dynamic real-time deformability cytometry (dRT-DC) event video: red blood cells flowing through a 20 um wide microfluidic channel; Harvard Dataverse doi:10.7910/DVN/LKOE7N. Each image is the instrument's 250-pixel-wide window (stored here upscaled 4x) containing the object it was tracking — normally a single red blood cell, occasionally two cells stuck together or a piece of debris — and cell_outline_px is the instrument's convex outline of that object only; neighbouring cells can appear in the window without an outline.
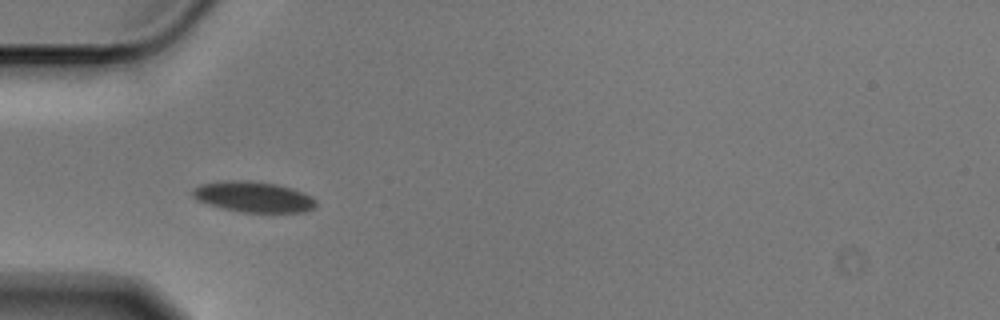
{"species": "Egyptian fruit bat (a non-hibernating species)", "species_latin": "Rousettus aegyptiacus", "temperature_condition": "cold", "stored_images_in_passage": 40, "camera_frame_rate_fps": 3000, "um_per_image_px": 0.085, "animal": {"sex": "male"}, "frame": {"image": 1, "passage_image": 1, "time_ms": 0.0, "image_size_px": [1000, 320], "cell_outline_px": [[316, 204], [312, 208], [304, 212], [240, 212], [208, 204], [196, 200], [192, 196], [192, 188], [200, 184], [224, 180], [252, 180], [276, 184], [292, 188], [304, 192], [312, 196], [316, 200]], "centroid_in_image_um": [21.52, 16.72], "position_along_channel_um": 63.5, "area_um2": 22.25}}
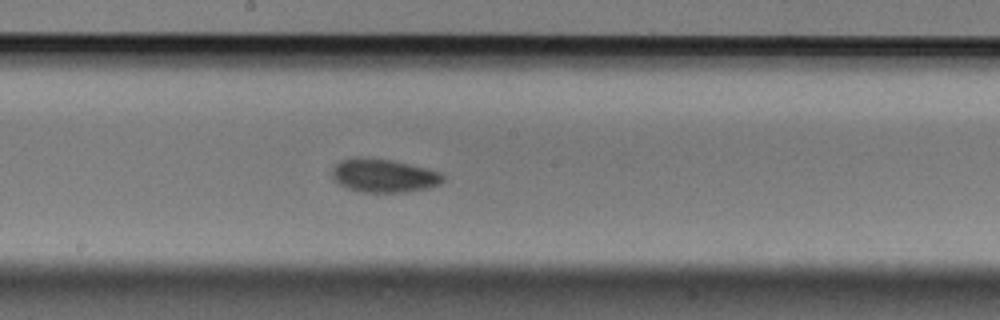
{"frame": {"image": 2, "passage_image": 14, "time_ms": 4.333, "image_size_px": [1000, 320], "cell_outline_px": [[444, 180], [440, 184], [428, 188], [404, 192], [364, 192], [348, 188], [332, 180], [332, 168], [340, 160], [352, 156], [356, 156], [392, 160], [440, 172], [444, 176]], "centroid_in_image_um": [32.58, 14.91], "position_along_channel_um": 215.6, "area_um2": 21.68}}
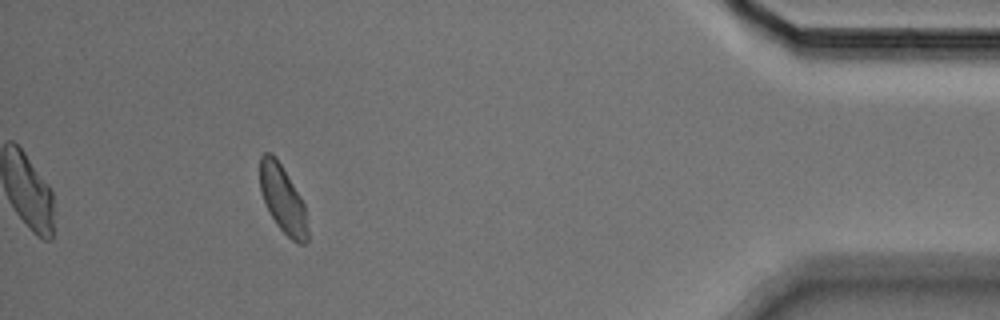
{"frame": {"image": 3, "passage_image": 35, "time_ms": 11.333, "image_size_px": [1000, 320], "cell_outline_px": [[308, 240], [304, 244], [296, 244], [276, 224], [264, 200], [260, 188], [260, 156], [264, 152], [272, 152], [276, 156], [300, 196], [304, 204], [308, 232]], "centroid_in_image_um": [24.04, 16.92], "position_along_channel_um": 411.2, "area_um2": 18.61}, "authors_computed_cell_mechanics": {"area_um2": 20.3745, "velocity_mm_per_s": 3.5518, "shape_relaxation_time_tau1_ms": 3.5658, "shape_relaxation_time_tau2_ms": 3.7806, "deformation_change_tau1": 0.0706, "deformation_change_tau2": 0.0743}}